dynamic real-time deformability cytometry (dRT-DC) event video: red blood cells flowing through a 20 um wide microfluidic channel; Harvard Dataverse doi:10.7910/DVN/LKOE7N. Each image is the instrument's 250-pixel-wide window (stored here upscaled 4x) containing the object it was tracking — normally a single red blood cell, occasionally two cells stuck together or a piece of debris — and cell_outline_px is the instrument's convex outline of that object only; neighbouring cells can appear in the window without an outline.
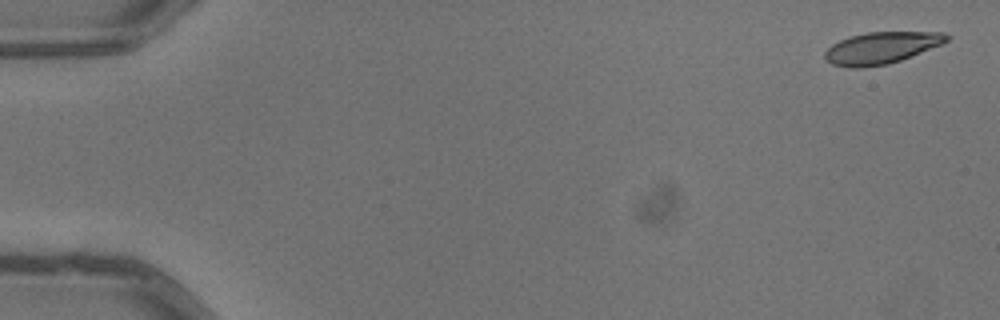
{"species": "common noctule bat (a hibernating species)", "species_latin": "Nyctalus noctula", "temperature_condition": "warm", "stored_images_in_passage": 3, "camera_frame_rate_fps": 3000, "um_per_image_px": 0.085, "animal": {"sex": "male", "body_mass_g": 13.3}, "frame": {"image": 1, "passage_image": 1, "time_ms": 0.0, "image_size_px": [1000, 320], "cell_outline_px": [[952, 36], [948, 40], [940, 44], [900, 60], [888, 64], [860, 68], [848, 68], [832, 64], [824, 60], [824, 52], [832, 44], [848, 36], [868, 32], [944, 32]], "centroid_in_image_um": [74.86, 4.07], "position_along_channel_um": 10.1, "area_um2": 22.54}}
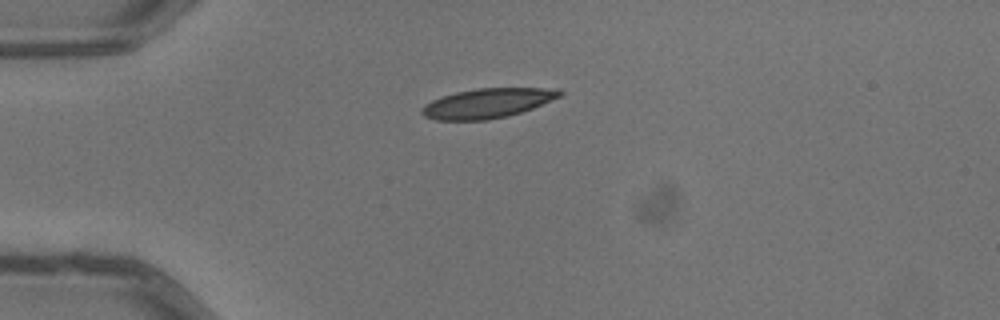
{"frame": {"image": 2, "passage_image": 3, "time_ms": 0.667, "image_size_px": [1000, 320], "cell_outline_px": [[564, 92], [560, 96], [532, 108], [508, 116], [488, 120], [436, 120], [424, 116], [420, 112], [420, 108], [424, 104], [440, 96], [456, 92], [476, 88], [560, 88]], "centroid_in_image_um": [41.4, 8.77], "position_along_channel_um": 43.6, "area_um2": 23.93}}